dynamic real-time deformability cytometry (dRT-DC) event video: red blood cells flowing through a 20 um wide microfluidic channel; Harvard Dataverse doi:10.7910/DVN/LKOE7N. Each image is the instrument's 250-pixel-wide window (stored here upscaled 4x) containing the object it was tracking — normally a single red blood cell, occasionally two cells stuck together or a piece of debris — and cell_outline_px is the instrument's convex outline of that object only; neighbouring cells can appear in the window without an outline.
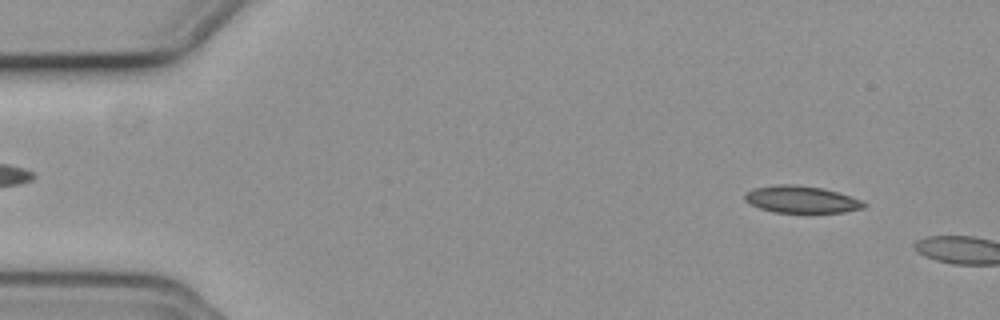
{"species": "common noctule bat (a hibernating species)", "species_latin": "Nyctalus noctula", "temperature_condition": "cold", "stored_images_in_passage": 8, "camera_frame_rate_fps": 3000, "um_per_image_px": 0.085, "animal": {"sex": "female", "body_mass_g": 19.3, "forearm_length_mm": 54.1}, "frame": {"image": 1, "passage_image": 5, "time_ms": 1.333, "image_size_px": [1000, 320], "cell_outline_px": [[868, 204], [864, 208], [844, 212], [772, 212], [760, 208], [744, 200], [744, 196], [752, 188], [776, 184], [796, 184], [824, 188], [860, 200]], "centroid_in_image_um": [68.1, 16.94], "position_along_channel_um": 16.9, "area_um2": 18.67}}